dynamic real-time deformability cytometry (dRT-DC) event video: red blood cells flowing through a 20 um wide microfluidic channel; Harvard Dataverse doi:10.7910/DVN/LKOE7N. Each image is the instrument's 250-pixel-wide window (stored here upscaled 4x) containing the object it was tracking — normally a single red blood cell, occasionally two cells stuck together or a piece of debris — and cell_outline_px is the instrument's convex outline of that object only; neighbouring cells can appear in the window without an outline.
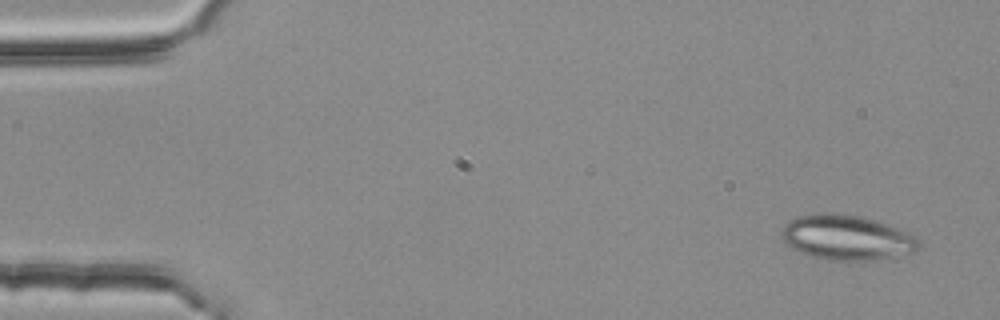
{"species": "common noctule bat (a hibernating species)", "species_latin": "Nyctalus noctula", "temperature_condition": "room temperature", "stored_images_in_passage": 3, "camera_frame_rate_fps": 3000, "um_per_image_px": 0.085, "animal": {"sex": "female", "body_mass_g": 25.1}, "frame": {"image": 1, "passage_image": 1, "time_ms": 0.0, "image_size_px": [1000, 320], "cell_outline_px": [[920, 248], [916, 252], [872, 260], [828, 260], [812, 256], [800, 252], [792, 248], [784, 240], [780, 232], [784, 224], [800, 216], [816, 212], [832, 212], [864, 216], [888, 224], [920, 240]], "centroid_in_image_um": [71.96, 20.17], "position_along_channel_um": 13.0, "area_um2": 35.95}}